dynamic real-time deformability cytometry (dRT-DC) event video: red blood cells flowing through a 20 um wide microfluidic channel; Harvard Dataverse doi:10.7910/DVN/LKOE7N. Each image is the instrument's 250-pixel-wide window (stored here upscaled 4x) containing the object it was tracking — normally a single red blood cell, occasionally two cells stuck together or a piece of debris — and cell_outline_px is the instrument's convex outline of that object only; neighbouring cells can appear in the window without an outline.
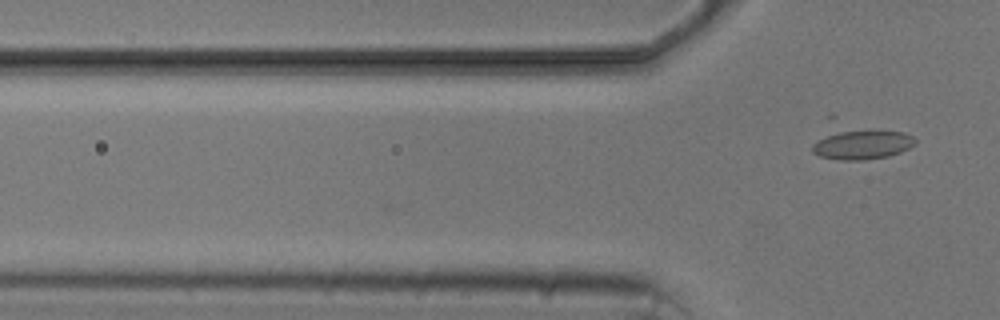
{"species": "common noctule bat (a hibernating species)", "species_latin": "Nyctalus noctula", "temperature_condition": "cold", "stored_images_in_passage": 4, "camera_frame_rate_fps": 3000, "um_per_image_px": 0.085, "animal": {"sex": "male", "body_mass_g": 20.5, "forearm_length_mm": 52.5}, "frame": {"image": 1, "passage_image": 4, "time_ms": 3.333, "image_size_px": [1000, 320], "cell_outline_px": [[916, 144], [900, 152], [888, 156], [864, 160], [840, 160], [820, 156], [812, 152], [812, 144], [828, 116], [832, 112], [904, 132], [912, 136], [916, 140]], "centroid_in_image_um": [72.96, 11.87], "position_along_channel_um": 52.8, "area_um2": 23.81}}